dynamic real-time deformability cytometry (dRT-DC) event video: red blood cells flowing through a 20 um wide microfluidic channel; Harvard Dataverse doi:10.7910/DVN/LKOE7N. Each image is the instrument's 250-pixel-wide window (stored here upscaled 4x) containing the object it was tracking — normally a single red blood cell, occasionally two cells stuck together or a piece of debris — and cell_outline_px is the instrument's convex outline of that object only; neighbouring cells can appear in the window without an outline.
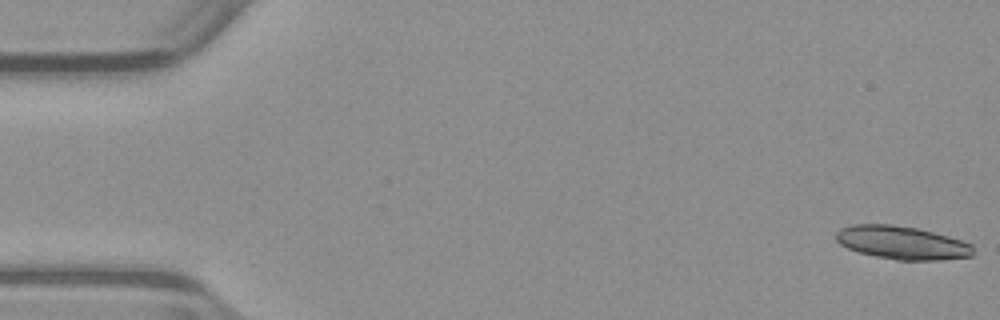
{"species": "common noctule bat (a hibernating species)", "species_latin": "Nyctalus noctula", "temperature_condition": "warm", "stored_images_in_passage": 53, "segment_of_instrument_passage": [1, 2], "camera_frame_rate_fps": 3000, "um_per_image_px": 0.085, "animal": {"sex": "male", "body_mass_g": 23.1, "forearm_length_mm": 52.7}, "frame": {"image": 1, "passage_image": 1, "time_ms": 0.0, "image_size_px": [1000, 320], "cell_outline_px": [[972, 256], [940, 260], [896, 260], [876, 256], [860, 252], [848, 248], [840, 244], [836, 240], [836, 232], [840, 228], [852, 224], [892, 224], [916, 228], [948, 236], [972, 244]], "centroid_in_image_um": [76.64, 20.62], "position_along_channel_um": 8.4, "area_um2": 26.41}}